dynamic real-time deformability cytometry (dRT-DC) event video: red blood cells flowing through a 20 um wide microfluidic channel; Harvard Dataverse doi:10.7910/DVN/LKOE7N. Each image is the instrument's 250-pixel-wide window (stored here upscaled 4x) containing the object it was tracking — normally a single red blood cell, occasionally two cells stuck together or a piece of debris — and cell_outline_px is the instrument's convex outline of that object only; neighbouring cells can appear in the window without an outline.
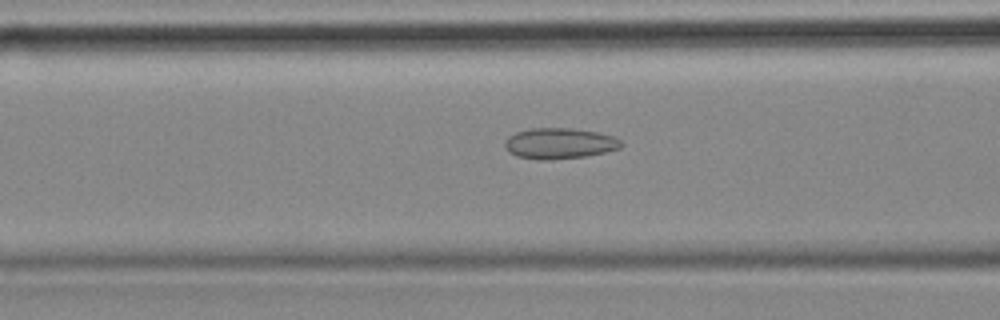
{"species": "common noctule bat (a hibernating species)", "species_latin": "Nyctalus noctula", "temperature_condition": "cold", "stored_images_in_passage": 56, "camera_frame_rate_fps": 3000, "um_per_image_px": 0.085, "animal": {"sex": "female", "body_mass_g": 18.4}, "frame": {"image": 1, "passage_image": 21, "time_ms": 6.667, "image_size_px": [1000, 320], "cell_outline_px": [[624, 144], [620, 148], [604, 152], [584, 156], [552, 160], [540, 160], [516, 156], [508, 152], [504, 144], [504, 140], [508, 136], [516, 132], [532, 128], [572, 128], [596, 132], [612, 136], [620, 140]], "centroid_in_image_um": [47.52, 12.19], "position_along_channel_um": 119.1, "area_um2": 20.92}}
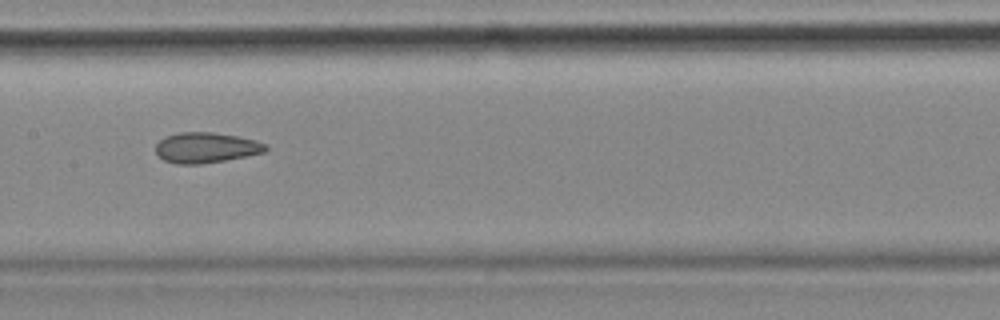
{"frame": {"image": 2, "passage_image": 27, "time_ms": 8.667, "image_size_px": [1000, 320], "cell_outline_px": [[268, 148], [264, 152], [224, 160], [200, 164], [176, 164], [164, 160], [156, 152], [156, 144], [160, 140], [168, 136], [180, 132], [212, 132], [236, 136], [256, 140], [268, 144]], "centroid_in_image_um": [17.52, 12.55], "position_along_channel_um": 189.9, "area_um2": 19.31}}
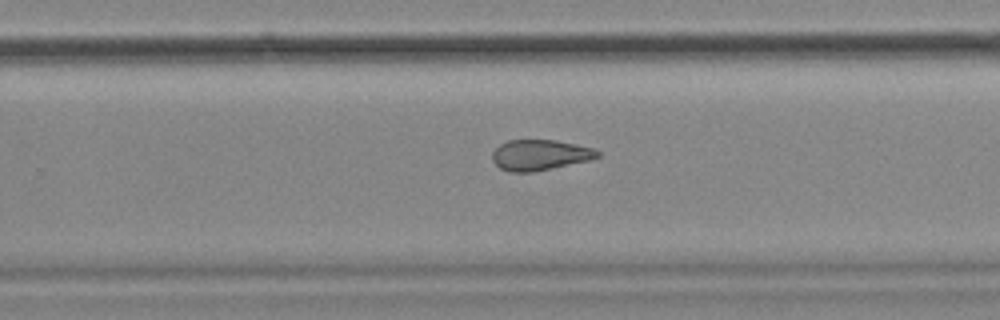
{"frame": {"image": 3, "passage_image": 35, "time_ms": 11.333, "image_size_px": [1000, 320], "cell_outline_px": [[600, 156], [588, 160], [532, 172], [512, 172], [500, 168], [492, 160], [492, 152], [500, 144], [508, 140], [556, 140], [576, 144], [592, 148], [600, 152]], "centroid_in_image_um": [45.87, 13.16], "position_along_channel_um": 283.9, "area_um2": 18.55}}